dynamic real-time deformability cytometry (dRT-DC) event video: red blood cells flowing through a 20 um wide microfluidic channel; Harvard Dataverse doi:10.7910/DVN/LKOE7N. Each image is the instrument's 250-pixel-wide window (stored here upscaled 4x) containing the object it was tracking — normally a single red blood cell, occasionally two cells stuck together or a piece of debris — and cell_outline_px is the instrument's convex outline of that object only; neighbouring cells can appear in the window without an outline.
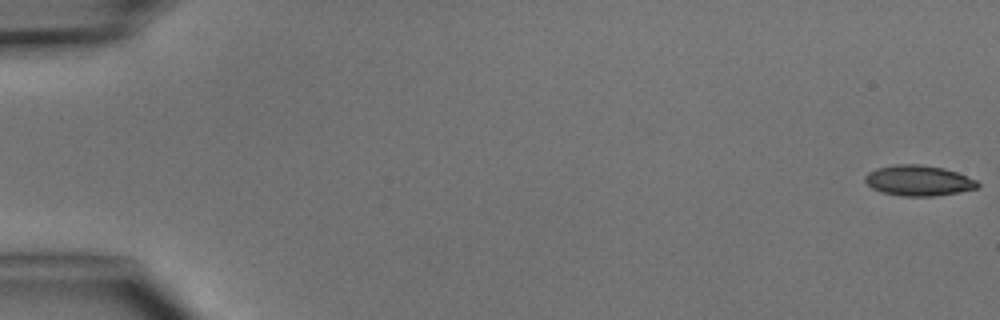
{"species": "common noctule bat (a hibernating species)", "species_latin": "Nyctalus noctula", "temperature_condition": "cold", "stored_images_in_passage": 5, "camera_frame_rate_fps": 3000, "um_per_image_px": 0.085, "animal": {"sex": "male", "body_mass_g": 15.6}, "frame": {"image": 1, "passage_image": 1, "time_ms": 0.0, "image_size_px": [1000, 320], "cell_outline_px": [[980, 188], [960, 192], [936, 196], [904, 196], [880, 192], [872, 188], [864, 180], [864, 176], [868, 172], [876, 168], [896, 164], [920, 164], [944, 168], [956, 172], [976, 180], [980, 184]], "centroid_in_image_um": [78.08, 15.35], "position_along_channel_um": 6.9, "area_um2": 20.17}}
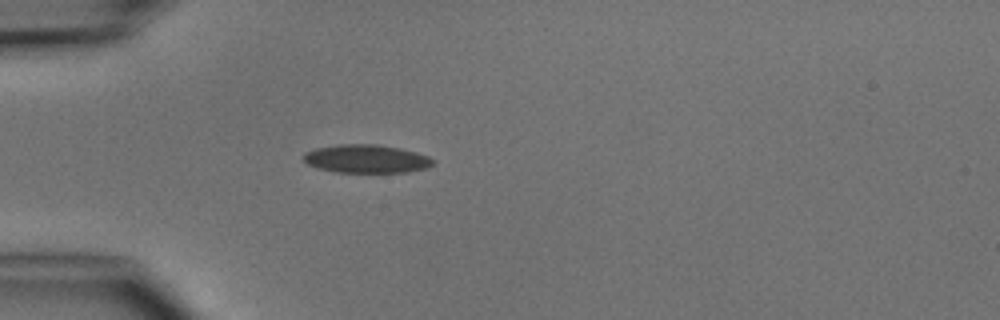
{"frame": {"image": 2, "passage_image": 5, "time_ms": 4.667, "image_size_px": [1000, 320], "cell_outline_px": [[432, 164], [428, 168], [408, 172], [336, 172], [316, 168], [308, 164], [300, 156], [304, 152], [316, 148], [336, 144], [376, 144], [400, 148], [416, 152], [428, 156], [432, 160]], "centroid_in_image_um": [31.09, 13.49], "position_along_channel_um": 53.9, "area_um2": 21.5}}